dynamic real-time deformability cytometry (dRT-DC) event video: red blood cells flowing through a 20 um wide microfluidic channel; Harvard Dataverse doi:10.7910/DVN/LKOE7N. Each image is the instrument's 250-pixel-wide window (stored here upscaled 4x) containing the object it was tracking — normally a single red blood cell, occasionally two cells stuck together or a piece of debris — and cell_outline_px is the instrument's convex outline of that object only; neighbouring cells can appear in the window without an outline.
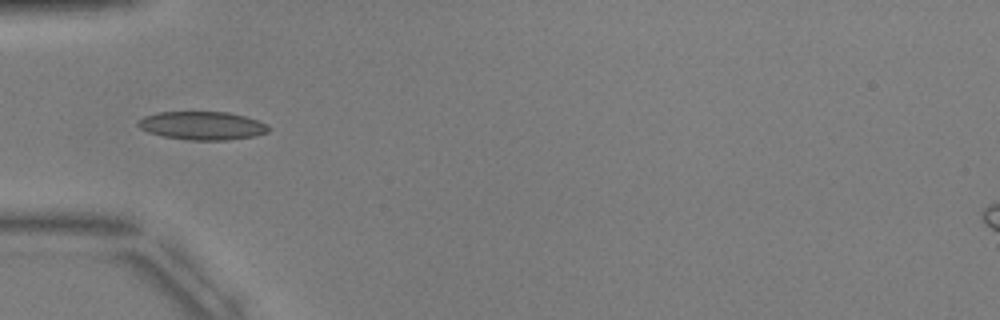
{"species": "common noctule bat (a hibernating species)", "species_latin": "Nyctalus noctula", "temperature_condition": "warm", "stored_images_in_passage": 7, "camera_frame_rate_fps": 3000, "um_per_image_px": 0.085, "animal": {"sex": "male", "body_mass_g": 17.9, "forearm_length_mm": 54.2}, "frame": {"image": 1, "passage_image": 5, "time_ms": 5.0, "image_size_px": [1000, 320], "cell_outline_px": [[268, 132], [256, 136], [228, 140], [188, 140], [164, 136], [148, 132], [140, 128], [136, 124], [136, 120], [144, 116], [156, 112], [228, 112], [244, 116], [268, 124]], "centroid_in_image_um": [17.16, 10.68], "position_along_channel_um": 67.8, "area_um2": 21.62}}